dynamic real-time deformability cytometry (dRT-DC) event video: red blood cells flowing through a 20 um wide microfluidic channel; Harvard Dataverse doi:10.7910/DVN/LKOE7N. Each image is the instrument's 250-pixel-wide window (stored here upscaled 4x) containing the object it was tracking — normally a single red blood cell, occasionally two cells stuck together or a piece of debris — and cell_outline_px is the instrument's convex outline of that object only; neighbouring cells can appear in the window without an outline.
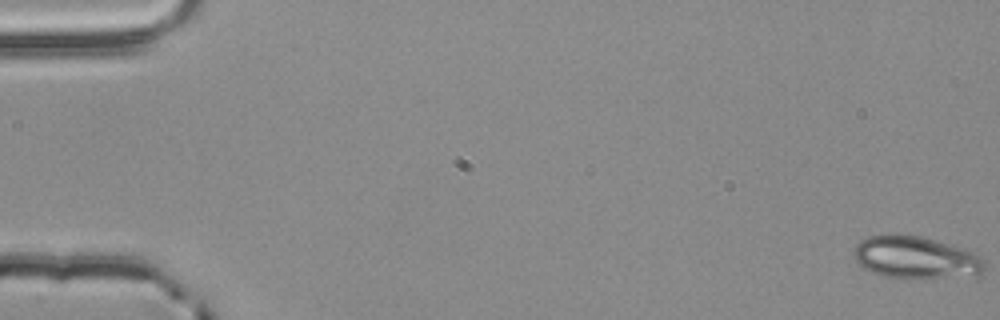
{"species": "common noctule bat (a hibernating species)", "species_latin": "Nyctalus noctula", "temperature_condition": "room temperature", "stored_images_in_passage": 4, "camera_frame_rate_fps": 3000, "um_per_image_px": 0.085, "animal": {"sex": "male", "body_mass_g": 20.4}, "frame": {"image": 1, "passage_image": 1, "time_ms": 0.0, "image_size_px": [1000, 320], "cell_outline_px": [[984, 272], [976, 276], [912, 280], [900, 280], [880, 276], [864, 268], [856, 260], [852, 252], [852, 248], [860, 240], [868, 236], [888, 232], [896, 232], [920, 236], [936, 240], [964, 248], [980, 256], [984, 260]], "centroid_in_image_um": [77.8, 21.9], "position_along_channel_um": 7.2, "area_um2": 33.81}}